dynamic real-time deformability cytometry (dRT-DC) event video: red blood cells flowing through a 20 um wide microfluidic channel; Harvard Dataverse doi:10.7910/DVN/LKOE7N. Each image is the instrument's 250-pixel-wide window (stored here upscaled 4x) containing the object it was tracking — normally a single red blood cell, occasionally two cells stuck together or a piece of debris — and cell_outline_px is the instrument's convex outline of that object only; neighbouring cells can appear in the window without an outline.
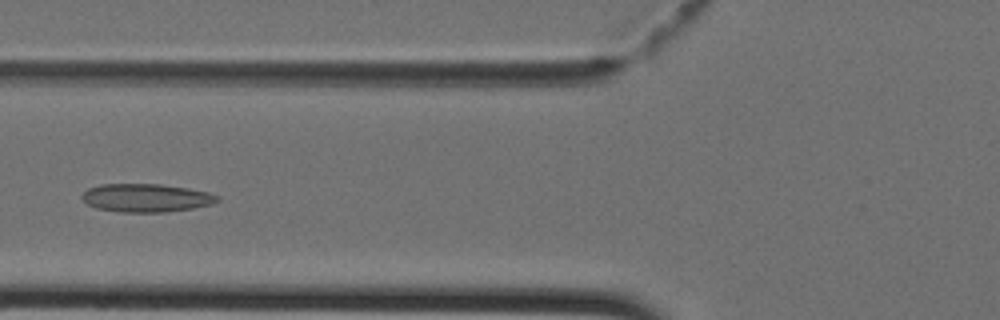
{"species": "Egyptian fruit bat (a non-hibernating species)", "species_latin": "Rousettus aegyptiacus", "temperature_condition": "cold", "stored_images_in_passage": 31, "camera_frame_rate_fps": 3000, "um_per_image_px": 0.085, "animal": {"sex": "female"}, "frame": {"image": 1, "passage_image": 5, "time_ms": 1.333, "image_size_px": [1000, 320], "cell_outline_px": [[220, 200], [212, 204], [192, 208], [164, 212], [120, 212], [96, 208], [88, 204], [80, 196], [88, 188], [100, 184], [160, 184], [188, 188], [208, 192], [220, 196]], "centroid_in_image_um": [12.43, 16.81], "position_along_channel_um": 113.4, "area_um2": 22.31}}
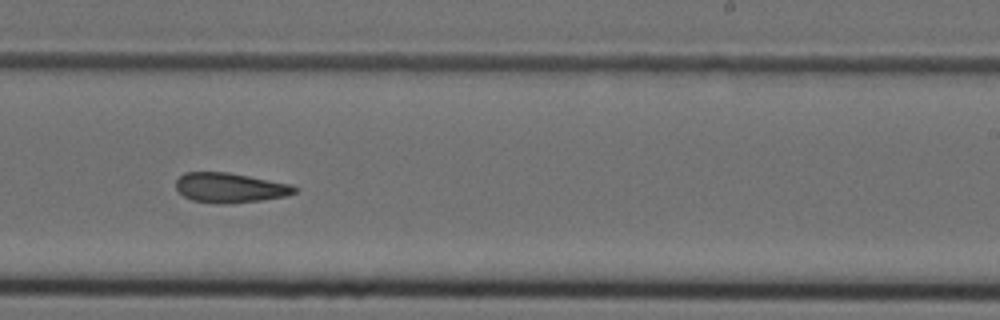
{"frame": {"image": 2, "passage_image": 15, "time_ms": 4.667, "image_size_px": [1000, 320], "cell_outline_px": [[296, 192], [288, 196], [260, 200], [224, 204], [216, 204], [192, 200], [184, 196], [176, 188], [176, 180], [184, 172], [228, 172], [292, 184], [296, 188]], "centroid_in_image_um": [19.55, 15.96], "position_along_channel_um": 269.5, "area_um2": 20.63}}
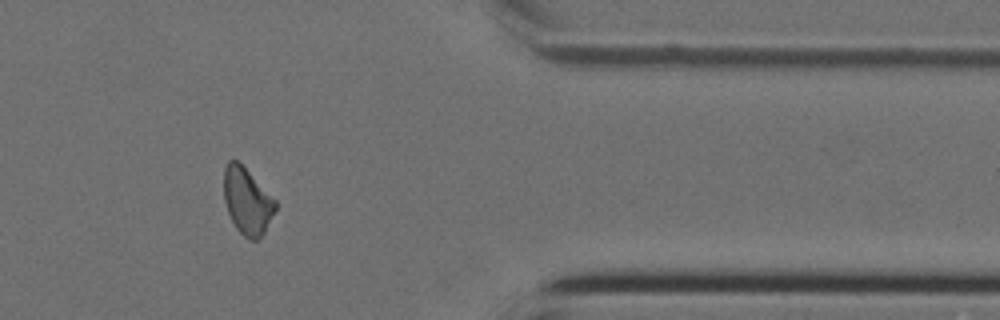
{"frame": {"image": 3, "passage_image": 24, "time_ms": 7.667, "image_size_px": [1000, 320], "cell_outline_px": [[276, 208], [264, 232], [256, 240], [248, 240], [236, 228], [228, 212], [224, 200], [224, 168], [228, 160], [236, 160], [276, 200]], "centroid_in_image_um": [20.99, 17.11], "position_along_channel_um": 390.4, "area_um2": 19.54}}